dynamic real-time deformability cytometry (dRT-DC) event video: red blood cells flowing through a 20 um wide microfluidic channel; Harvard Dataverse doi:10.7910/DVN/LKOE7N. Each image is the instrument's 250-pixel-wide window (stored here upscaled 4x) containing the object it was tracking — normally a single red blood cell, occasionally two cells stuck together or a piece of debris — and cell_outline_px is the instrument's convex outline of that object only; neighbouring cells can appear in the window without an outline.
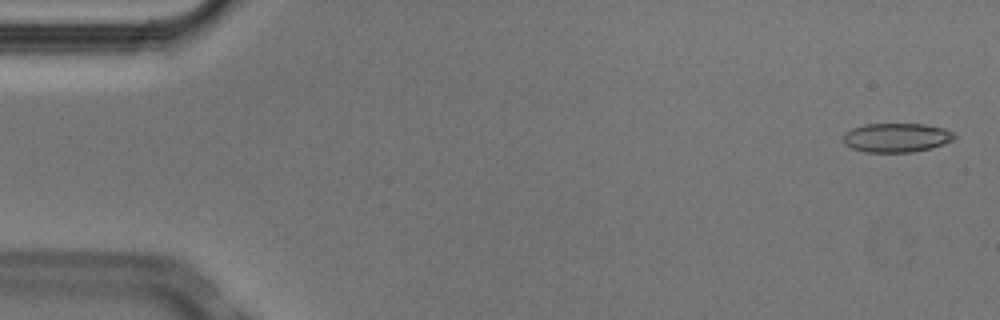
{"species": "Egyptian fruit bat (a non-hibernating species)", "species_latin": "Rousettus aegyptiacus", "temperature_condition": "cold", "stored_images_in_passage": 9, "camera_frame_rate_fps": 3000, "um_per_image_px": 0.085, "animal": {"sex": "male"}, "frame": {"image": 1, "passage_image": 1, "time_ms": 0.0, "image_size_px": [1000, 320], "cell_outline_px": [[956, 140], [928, 148], [912, 152], [864, 152], [852, 148], [844, 144], [844, 132], [852, 128], [864, 124], [924, 124], [944, 128], [956, 132]], "centroid_in_image_um": [76.22, 11.69], "position_along_channel_um": 8.8, "area_um2": 18.96}}
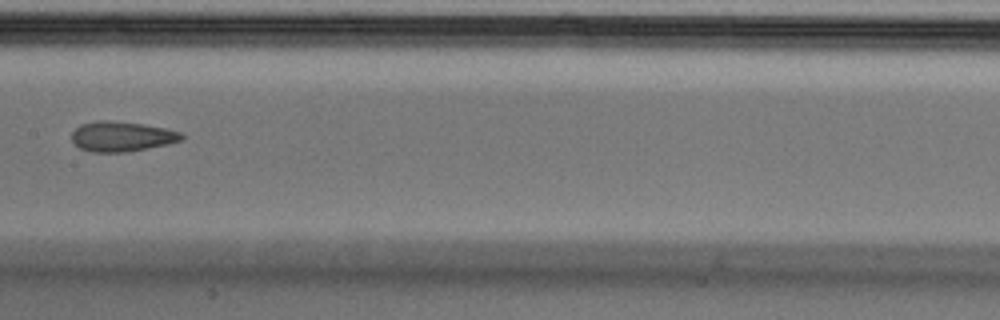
{"frame": {"image": 2, "passage_image": 8, "time_ms": 2.333, "image_size_px": [1000, 320], "cell_outline_px": [[184, 136], [180, 140], [148, 148], [128, 152], [92, 152], [80, 148], [72, 140], [72, 132], [80, 124], [96, 120], [112, 120], [144, 124], [164, 128], [180, 132]], "centroid_in_image_um": [10.3, 11.58], "position_along_channel_um": 197.1, "area_um2": 19.13}}
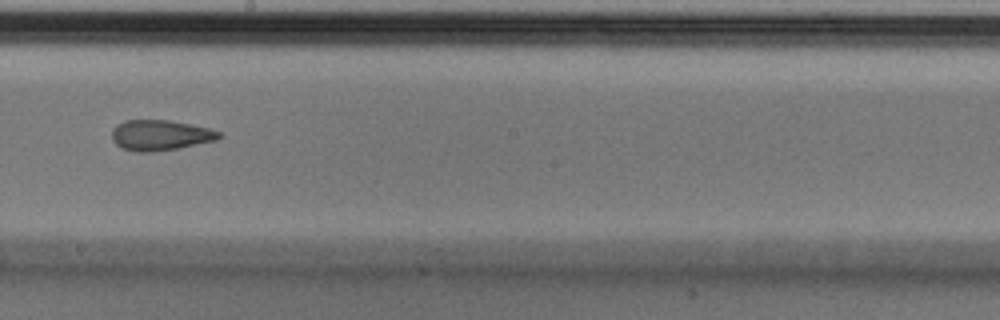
{"frame": {"image": 3, "passage_image": 9, "time_ms": 2.667, "image_size_px": [1000, 320], "cell_outline_px": [[224, 136], [216, 140], [180, 148], [152, 152], [136, 152], [120, 148], [112, 140], [112, 128], [116, 124], [124, 120], [168, 120], [208, 128], [220, 132]], "centroid_in_image_um": [13.59, 11.5], "position_along_channel_um": 234.6, "area_um2": 19.19}}